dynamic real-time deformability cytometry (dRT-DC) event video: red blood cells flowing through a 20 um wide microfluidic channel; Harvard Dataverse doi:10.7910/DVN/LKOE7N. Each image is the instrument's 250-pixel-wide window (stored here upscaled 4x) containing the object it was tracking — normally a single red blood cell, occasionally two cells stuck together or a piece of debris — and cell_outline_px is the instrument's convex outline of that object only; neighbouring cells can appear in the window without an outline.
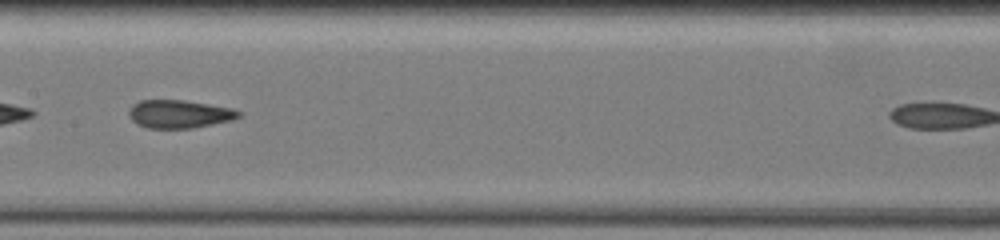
{"species": "common noctule bat (a hibernating species)", "species_latin": "Nyctalus noctula", "temperature_condition": "warm", "stored_images_in_passage": 29, "camera_frame_rate_fps": 3000, "um_per_image_px": 0.085, "animal": {"sex": "female", "body_mass_g": 19.5, "forearm_length_mm": 54.1}, "frame": {"image": 1, "passage_image": 13, "time_ms": 5.667, "image_size_px": [1000, 240], "cell_outline_px": [[240, 116], [232, 120], [192, 128], [148, 128], [136, 124], [128, 116], [128, 112], [132, 104], [140, 100], [184, 100], [232, 108], [240, 112]], "centroid_in_image_um": [15.19, 9.69], "position_along_channel_um": 192.2, "area_um2": 17.98}, "authors_computed_cell_mechanics": {"area_um2": 18.207, "velocity_mm_per_s": 3.6156, "shape_relaxation_time_tau1_ms": 9.8335, "shape_relaxation_time_tau2_ms": 1.4832, "deformation_change_tau1": 0.2525, "deformation_change_tau2": 0.0963}}